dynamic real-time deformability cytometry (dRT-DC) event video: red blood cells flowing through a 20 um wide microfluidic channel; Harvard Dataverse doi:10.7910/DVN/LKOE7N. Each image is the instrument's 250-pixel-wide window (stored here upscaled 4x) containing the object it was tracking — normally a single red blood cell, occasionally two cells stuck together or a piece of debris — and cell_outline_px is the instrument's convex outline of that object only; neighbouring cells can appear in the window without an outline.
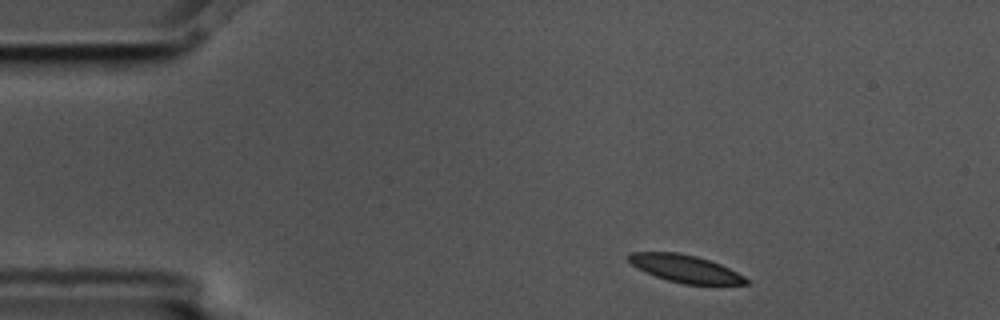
{"species": "common noctule bat (a hibernating species)", "species_latin": "Nyctalus noctula", "temperature_condition": "cold", "stored_images_in_passage": 3, "camera_frame_rate_fps": 3000, "um_per_image_px": 0.085, "animal": {"sex": "male", "body_mass_g": 17.5, "forearm_length_mm": 52.3}, "frame": {"image": 1, "passage_image": 1, "time_ms": 0.0, "image_size_px": [1000, 320], "cell_outline_px": [[748, 284], [684, 284], [668, 280], [656, 276], [632, 264], [624, 256], [628, 252], [676, 252], [696, 256], [720, 264], [744, 276], [748, 280]], "centroid_in_image_um": [58.21, 22.82], "position_along_channel_um": 26.8, "area_um2": 18.5}}